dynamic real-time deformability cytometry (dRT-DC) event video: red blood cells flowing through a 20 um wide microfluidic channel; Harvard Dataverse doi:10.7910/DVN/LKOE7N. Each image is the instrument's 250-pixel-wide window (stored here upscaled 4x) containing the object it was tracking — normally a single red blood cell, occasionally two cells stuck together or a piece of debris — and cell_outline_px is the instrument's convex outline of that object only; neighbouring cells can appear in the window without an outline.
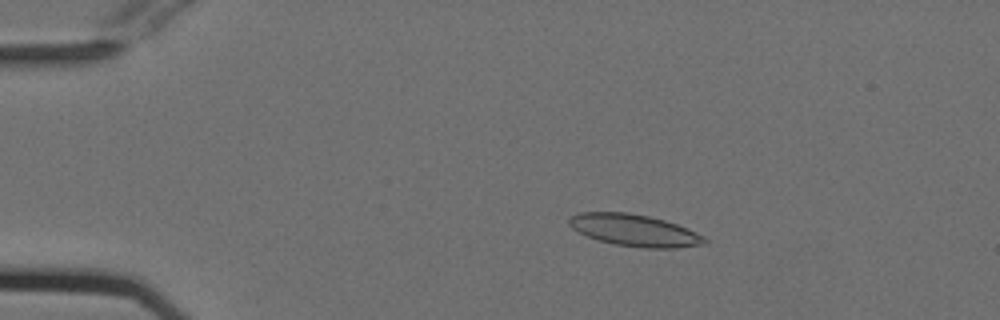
{"species": "Egyptian fruit bat (a non-hibernating species)", "species_latin": "Rousettus aegyptiacus", "temperature_condition": "cold", "stored_images_in_passage": 54, "camera_frame_rate_fps": 3000, "um_per_image_px": 0.085, "animal": {"sex": "female"}, "frame": {"image": 1, "passage_image": 10, "time_ms": 3.0, "image_size_px": [1000, 320], "cell_outline_px": [[708, 244], [676, 248], [644, 248], [616, 244], [596, 240], [572, 228], [568, 224], [568, 220], [572, 216], [580, 212], [628, 212], [648, 216], [664, 220], [676, 224], [696, 232], [704, 236], [708, 240]], "centroid_in_image_um": [53.96, 19.58], "position_along_channel_um": 31.0, "area_um2": 25.14}}
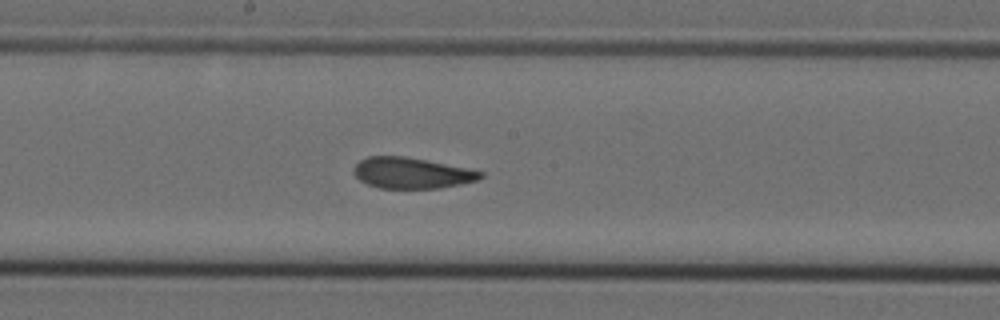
{"frame": {"image": 2, "passage_image": 29, "time_ms": 9.333, "image_size_px": [1000, 320], "cell_outline_px": [[484, 176], [480, 180], [440, 188], [380, 188], [368, 184], [360, 180], [352, 172], [352, 168], [360, 160], [368, 156], [404, 156], [472, 168], [484, 172]], "centroid_in_image_um": [35.03, 14.7], "position_along_channel_um": 213.2, "area_um2": 23.12}}
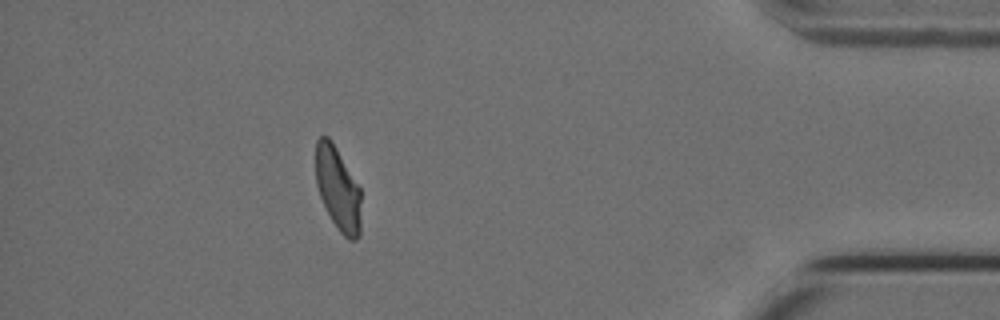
{"frame": {"image": 3, "passage_image": 48, "time_ms": 15.667, "image_size_px": [1000, 320], "cell_outline_px": [[360, 236], [356, 240], [348, 240], [340, 232], [332, 220], [320, 196], [316, 184], [316, 140], [320, 136], [328, 136], [332, 140], [360, 188]], "centroid_in_image_um": [28.72, 16.04], "position_along_channel_um": 406.5, "area_um2": 21.96}, "authors_computed_cell_mechanics": {"area_um2": 24.0737, "velocity_mm_per_s": 3.7676, "shape_relaxation_time_tau1_ms": null, "shape_relaxation_time_tau2_ms": 2.0977, "deformation_change_tau1": null, "deformation_change_tau2": 0.0791}}